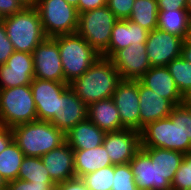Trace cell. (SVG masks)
I'll list each match as a JSON object with an SVG mask.
<instances>
[{"label": "cell", "instance_id": "41", "mask_svg": "<svg viewBox=\"0 0 191 190\" xmlns=\"http://www.w3.org/2000/svg\"><path fill=\"white\" fill-rule=\"evenodd\" d=\"M14 140L12 129L0 125V153Z\"/></svg>", "mask_w": 191, "mask_h": 190}, {"label": "cell", "instance_id": "22", "mask_svg": "<svg viewBox=\"0 0 191 190\" xmlns=\"http://www.w3.org/2000/svg\"><path fill=\"white\" fill-rule=\"evenodd\" d=\"M105 132L88 118L66 133V142L73 150H86L102 145Z\"/></svg>", "mask_w": 191, "mask_h": 190}, {"label": "cell", "instance_id": "5", "mask_svg": "<svg viewBox=\"0 0 191 190\" xmlns=\"http://www.w3.org/2000/svg\"><path fill=\"white\" fill-rule=\"evenodd\" d=\"M53 39L58 44L64 78L68 84L82 76L101 56L77 32Z\"/></svg>", "mask_w": 191, "mask_h": 190}, {"label": "cell", "instance_id": "37", "mask_svg": "<svg viewBox=\"0 0 191 190\" xmlns=\"http://www.w3.org/2000/svg\"><path fill=\"white\" fill-rule=\"evenodd\" d=\"M24 6L18 0H0V16L2 18L20 12Z\"/></svg>", "mask_w": 191, "mask_h": 190}, {"label": "cell", "instance_id": "40", "mask_svg": "<svg viewBox=\"0 0 191 190\" xmlns=\"http://www.w3.org/2000/svg\"><path fill=\"white\" fill-rule=\"evenodd\" d=\"M107 0H79L78 7L76 8L78 13H83L88 10L101 8L106 6Z\"/></svg>", "mask_w": 191, "mask_h": 190}, {"label": "cell", "instance_id": "4", "mask_svg": "<svg viewBox=\"0 0 191 190\" xmlns=\"http://www.w3.org/2000/svg\"><path fill=\"white\" fill-rule=\"evenodd\" d=\"M2 22L14 51L33 53L47 38L35 7H24L20 12L2 18Z\"/></svg>", "mask_w": 191, "mask_h": 190}, {"label": "cell", "instance_id": "11", "mask_svg": "<svg viewBox=\"0 0 191 190\" xmlns=\"http://www.w3.org/2000/svg\"><path fill=\"white\" fill-rule=\"evenodd\" d=\"M122 80H139L150 68L145 43H132L110 58Z\"/></svg>", "mask_w": 191, "mask_h": 190}, {"label": "cell", "instance_id": "17", "mask_svg": "<svg viewBox=\"0 0 191 190\" xmlns=\"http://www.w3.org/2000/svg\"><path fill=\"white\" fill-rule=\"evenodd\" d=\"M141 149L151 158L152 163H155L158 172V185L153 187V190H171V182L185 154L155 147H141Z\"/></svg>", "mask_w": 191, "mask_h": 190}, {"label": "cell", "instance_id": "42", "mask_svg": "<svg viewBox=\"0 0 191 190\" xmlns=\"http://www.w3.org/2000/svg\"><path fill=\"white\" fill-rule=\"evenodd\" d=\"M181 57L191 63V42L184 40L181 47Z\"/></svg>", "mask_w": 191, "mask_h": 190}, {"label": "cell", "instance_id": "9", "mask_svg": "<svg viewBox=\"0 0 191 190\" xmlns=\"http://www.w3.org/2000/svg\"><path fill=\"white\" fill-rule=\"evenodd\" d=\"M34 63V78L64 82L60 51L53 38H46L32 53Z\"/></svg>", "mask_w": 191, "mask_h": 190}, {"label": "cell", "instance_id": "18", "mask_svg": "<svg viewBox=\"0 0 191 190\" xmlns=\"http://www.w3.org/2000/svg\"><path fill=\"white\" fill-rule=\"evenodd\" d=\"M140 131L147 124L169 117L175 107L168 99L146 87L138 80Z\"/></svg>", "mask_w": 191, "mask_h": 190}, {"label": "cell", "instance_id": "2", "mask_svg": "<svg viewBox=\"0 0 191 190\" xmlns=\"http://www.w3.org/2000/svg\"><path fill=\"white\" fill-rule=\"evenodd\" d=\"M119 71L109 58L100 56L80 77L69 84L71 90L87 105L112 98L121 81Z\"/></svg>", "mask_w": 191, "mask_h": 190}, {"label": "cell", "instance_id": "27", "mask_svg": "<svg viewBox=\"0 0 191 190\" xmlns=\"http://www.w3.org/2000/svg\"><path fill=\"white\" fill-rule=\"evenodd\" d=\"M158 13L157 0H135L128 20L150 32L157 29Z\"/></svg>", "mask_w": 191, "mask_h": 190}, {"label": "cell", "instance_id": "29", "mask_svg": "<svg viewBox=\"0 0 191 190\" xmlns=\"http://www.w3.org/2000/svg\"><path fill=\"white\" fill-rule=\"evenodd\" d=\"M18 179L35 183H54L40 157H24Z\"/></svg>", "mask_w": 191, "mask_h": 190}, {"label": "cell", "instance_id": "31", "mask_svg": "<svg viewBox=\"0 0 191 190\" xmlns=\"http://www.w3.org/2000/svg\"><path fill=\"white\" fill-rule=\"evenodd\" d=\"M114 177V165L84 175L81 180L88 190H111Z\"/></svg>", "mask_w": 191, "mask_h": 190}, {"label": "cell", "instance_id": "36", "mask_svg": "<svg viewBox=\"0 0 191 190\" xmlns=\"http://www.w3.org/2000/svg\"><path fill=\"white\" fill-rule=\"evenodd\" d=\"M14 53L11 41L7 37L3 22H0V65L6 63L8 58Z\"/></svg>", "mask_w": 191, "mask_h": 190}, {"label": "cell", "instance_id": "15", "mask_svg": "<svg viewBox=\"0 0 191 190\" xmlns=\"http://www.w3.org/2000/svg\"><path fill=\"white\" fill-rule=\"evenodd\" d=\"M33 79L32 53L14 51L6 63L0 65V89L30 85Z\"/></svg>", "mask_w": 191, "mask_h": 190}, {"label": "cell", "instance_id": "8", "mask_svg": "<svg viewBox=\"0 0 191 190\" xmlns=\"http://www.w3.org/2000/svg\"><path fill=\"white\" fill-rule=\"evenodd\" d=\"M117 20L107 6L88 10L79 14L77 33L102 55L108 49Z\"/></svg>", "mask_w": 191, "mask_h": 190}, {"label": "cell", "instance_id": "14", "mask_svg": "<svg viewBox=\"0 0 191 190\" xmlns=\"http://www.w3.org/2000/svg\"><path fill=\"white\" fill-rule=\"evenodd\" d=\"M30 87L36 105L37 120L50 121L57 115L58 97L69 88V84L34 78Z\"/></svg>", "mask_w": 191, "mask_h": 190}, {"label": "cell", "instance_id": "20", "mask_svg": "<svg viewBox=\"0 0 191 190\" xmlns=\"http://www.w3.org/2000/svg\"><path fill=\"white\" fill-rule=\"evenodd\" d=\"M149 31L128 19H118L111 32L108 49L101 55L110 58L117 50L132 43H146Z\"/></svg>", "mask_w": 191, "mask_h": 190}, {"label": "cell", "instance_id": "13", "mask_svg": "<svg viewBox=\"0 0 191 190\" xmlns=\"http://www.w3.org/2000/svg\"><path fill=\"white\" fill-rule=\"evenodd\" d=\"M102 145L113 165L127 164L141 149L140 132L133 129L106 132Z\"/></svg>", "mask_w": 191, "mask_h": 190}, {"label": "cell", "instance_id": "33", "mask_svg": "<svg viewBox=\"0 0 191 190\" xmlns=\"http://www.w3.org/2000/svg\"><path fill=\"white\" fill-rule=\"evenodd\" d=\"M171 190H191V151L185 154L171 182Z\"/></svg>", "mask_w": 191, "mask_h": 190}, {"label": "cell", "instance_id": "3", "mask_svg": "<svg viewBox=\"0 0 191 190\" xmlns=\"http://www.w3.org/2000/svg\"><path fill=\"white\" fill-rule=\"evenodd\" d=\"M14 141L26 157H42L66 142V134L49 121H33L14 126Z\"/></svg>", "mask_w": 191, "mask_h": 190}, {"label": "cell", "instance_id": "38", "mask_svg": "<svg viewBox=\"0 0 191 190\" xmlns=\"http://www.w3.org/2000/svg\"><path fill=\"white\" fill-rule=\"evenodd\" d=\"M159 11L187 9V0H157Z\"/></svg>", "mask_w": 191, "mask_h": 190}, {"label": "cell", "instance_id": "28", "mask_svg": "<svg viewBox=\"0 0 191 190\" xmlns=\"http://www.w3.org/2000/svg\"><path fill=\"white\" fill-rule=\"evenodd\" d=\"M24 157V153L14 140L0 153V174L7 182L18 179Z\"/></svg>", "mask_w": 191, "mask_h": 190}, {"label": "cell", "instance_id": "12", "mask_svg": "<svg viewBox=\"0 0 191 190\" xmlns=\"http://www.w3.org/2000/svg\"><path fill=\"white\" fill-rule=\"evenodd\" d=\"M183 41L158 28L150 31L145 45L151 67L167 66L173 59L181 57Z\"/></svg>", "mask_w": 191, "mask_h": 190}, {"label": "cell", "instance_id": "44", "mask_svg": "<svg viewBox=\"0 0 191 190\" xmlns=\"http://www.w3.org/2000/svg\"><path fill=\"white\" fill-rule=\"evenodd\" d=\"M24 7H35L37 0H18Z\"/></svg>", "mask_w": 191, "mask_h": 190}, {"label": "cell", "instance_id": "32", "mask_svg": "<svg viewBox=\"0 0 191 190\" xmlns=\"http://www.w3.org/2000/svg\"><path fill=\"white\" fill-rule=\"evenodd\" d=\"M134 177L129 163L114 165V177L111 190H139Z\"/></svg>", "mask_w": 191, "mask_h": 190}, {"label": "cell", "instance_id": "21", "mask_svg": "<svg viewBox=\"0 0 191 190\" xmlns=\"http://www.w3.org/2000/svg\"><path fill=\"white\" fill-rule=\"evenodd\" d=\"M139 80L174 106L183 104V95L166 66L151 67Z\"/></svg>", "mask_w": 191, "mask_h": 190}, {"label": "cell", "instance_id": "45", "mask_svg": "<svg viewBox=\"0 0 191 190\" xmlns=\"http://www.w3.org/2000/svg\"><path fill=\"white\" fill-rule=\"evenodd\" d=\"M6 188H7V181L0 174V190H6Z\"/></svg>", "mask_w": 191, "mask_h": 190}, {"label": "cell", "instance_id": "34", "mask_svg": "<svg viewBox=\"0 0 191 190\" xmlns=\"http://www.w3.org/2000/svg\"><path fill=\"white\" fill-rule=\"evenodd\" d=\"M135 0H107L106 6L117 19L126 20L130 17Z\"/></svg>", "mask_w": 191, "mask_h": 190}, {"label": "cell", "instance_id": "19", "mask_svg": "<svg viewBox=\"0 0 191 190\" xmlns=\"http://www.w3.org/2000/svg\"><path fill=\"white\" fill-rule=\"evenodd\" d=\"M41 160L55 184L76 178L74 152L67 142L43 155Z\"/></svg>", "mask_w": 191, "mask_h": 190}, {"label": "cell", "instance_id": "1", "mask_svg": "<svg viewBox=\"0 0 191 190\" xmlns=\"http://www.w3.org/2000/svg\"><path fill=\"white\" fill-rule=\"evenodd\" d=\"M141 147L191 151V109L176 105L169 117L147 124L140 131Z\"/></svg>", "mask_w": 191, "mask_h": 190}, {"label": "cell", "instance_id": "46", "mask_svg": "<svg viewBox=\"0 0 191 190\" xmlns=\"http://www.w3.org/2000/svg\"><path fill=\"white\" fill-rule=\"evenodd\" d=\"M68 2L69 5L77 8L78 7V2L79 0H66Z\"/></svg>", "mask_w": 191, "mask_h": 190}, {"label": "cell", "instance_id": "30", "mask_svg": "<svg viewBox=\"0 0 191 190\" xmlns=\"http://www.w3.org/2000/svg\"><path fill=\"white\" fill-rule=\"evenodd\" d=\"M166 67L178 90L184 95L191 88V63L179 57L173 59Z\"/></svg>", "mask_w": 191, "mask_h": 190}, {"label": "cell", "instance_id": "16", "mask_svg": "<svg viewBox=\"0 0 191 190\" xmlns=\"http://www.w3.org/2000/svg\"><path fill=\"white\" fill-rule=\"evenodd\" d=\"M88 106L69 87L58 97L57 115L49 122L65 134L87 119Z\"/></svg>", "mask_w": 191, "mask_h": 190}, {"label": "cell", "instance_id": "39", "mask_svg": "<svg viewBox=\"0 0 191 190\" xmlns=\"http://www.w3.org/2000/svg\"><path fill=\"white\" fill-rule=\"evenodd\" d=\"M55 190H88V189L80 178H74L72 180L56 184Z\"/></svg>", "mask_w": 191, "mask_h": 190}, {"label": "cell", "instance_id": "35", "mask_svg": "<svg viewBox=\"0 0 191 190\" xmlns=\"http://www.w3.org/2000/svg\"><path fill=\"white\" fill-rule=\"evenodd\" d=\"M55 183H35L21 179L7 182L6 190H55Z\"/></svg>", "mask_w": 191, "mask_h": 190}, {"label": "cell", "instance_id": "47", "mask_svg": "<svg viewBox=\"0 0 191 190\" xmlns=\"http://www.w3.org/2000/svg\"><path fill=\"white\" fill-rule=\"evenodd\" d=\"M189 42H191V22H190V26H189V32H188V36L187 39Z\"/></svg>", "mask_w": 191, "mask_h": 190}, {"label": "cell", "instance_id": "7", "mask_svg": "<svg viewBox=\"0 0 191 190\" xmlns=\"http://www.w3.org/2000/svg\"><path fill=\"white\" fill-rule=\"evenodd\" d=\"M35 8L47 38L77 32L79 13L66 0H37Z\"/></svg>", "mask_w": 191, "mask_h": 190}, {"label": "cell", "instance_id": "24", "mask_svg": "<svg viewBox=\"0 0 191 190\" xmlns=\"http://www.w3.org/2000/svg\"><path fill=\"white\" fill-rule=\"evenodd\" d=\"M73 152L76 178L81 179L84 175L113 165L103 145L92 149L73 150Z\"/></svg>", "mask_w": 191, "mask_h": 190}, {"label": "cell", "instance_id": "48", "mask_svg": "<svg viewBox=\"0 0 191 190\" xmlns=\"http://www.w3.org/2000/svg\"><path fill=\"white\" fill-rule=\"evenodd\" d=\"M187 9H188L190 16H191V0H187Z\"/></svg>", "mask_w": 191, "mask_h": 190}, {"label": "cell", "instance_id": "26", "mask_svg": "<svg viewBox=\"0 0 191 190\" xmlns=\"http://www.w3.org/2000/svg\"><path fill=\"white\" fill-rule=\"evenodd\" d=\"M190 22L191 16L188 9L159 11L157 28L185 40L188 36Z\"/></svg>", "mask_w": 191, "mask_h": 190}, {"label": "cell", "instance_id": "25", "mask_svg": "<svg viewBox=\"0 0 191 190\" xmlns=\"http://www.w3.org/2000/svg\"><path fill=\"white\" fill-rule=\"evenodd\" d=\"M134 179L139 190H153L158 185V172L155 163L140 149L129 162Z\"/></svg>", "mask_w": 191, "mask_h": 190}, {"label": "cell", "instance_id": "10", "mask_svg": "<svg viewBox=\"0 0 191 190\" xmlns=\"http://www.w3.org/2000/svg\"><path fill=\"white\" fill-rule=\"evenodd\" d=\"M112 100L118 109L122 126L140 132L138 80H121Z\"/></svg>", "mask_w": 191, "mask_h": 190}, {"label": "cell", "instance_id": "43", "mask_svg": "<svg viewBox=\"0 0 191 190\" xmlns=\"http://www.w3.org/2000/svg\"><path fill=\"white\" fill-rule=\"evenodd\" d=\"M183 104L191 109V88L183 95Z\"/></svg>", "mask_w": 191, "mask_h": 190}, {"label": "cell", "instance_id": "23", "mask_svg": "<svg viewBox=\"0 0 191 190\" xmlns=\"http://www.w3.org/2000/svg\"><path fill=\"white\" fill-rule=\"evenodd\" d=\"M87 118L105 133L125 129L121 124L118 109L112 98L90 104L87 110Z\"/></svg>", "mask_w": 191, "mask_h": 190}, {"label": "cell", "instance_id": "6", "mask_svg": "<svg viewBox=\"0 0 191 190\" xmlns=\"http://www.w3.org/2000/svg\"><path fill=\"white\" fill-rule=\"evenodd\" d=\"M37 121V110L30 85L0 89V125H16Z\"/></svg>", "mask_w": 191, "mask_h": 190}]
</instances>
